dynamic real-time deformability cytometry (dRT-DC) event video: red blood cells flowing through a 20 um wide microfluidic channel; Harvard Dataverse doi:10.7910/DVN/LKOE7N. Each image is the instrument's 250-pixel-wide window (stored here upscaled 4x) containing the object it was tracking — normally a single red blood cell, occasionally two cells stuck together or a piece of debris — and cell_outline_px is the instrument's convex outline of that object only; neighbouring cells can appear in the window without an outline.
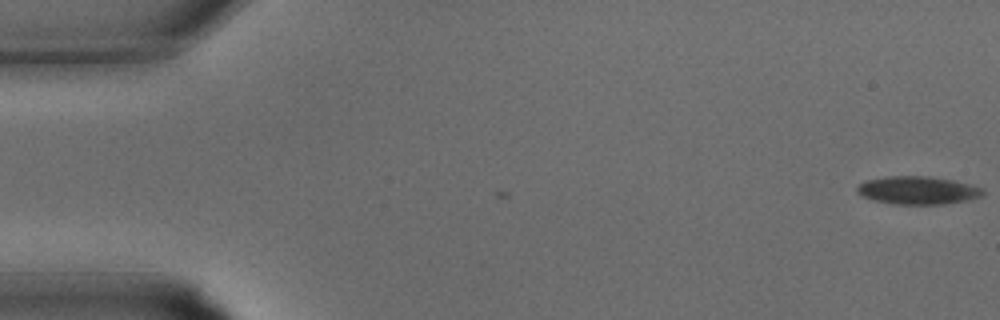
{"species": "common noctule bat (a hibernating species)", "species_latin": "Nyctalus noctula", "temperature_condition": "warm", "stored_images_in_passage": 2, "camera_frame_rate_fps": 3000, "um_per_image_px": 0.085, "animal": {"sex": "male", "body_mass_g": 15.6}, "frame": {"image": 1, "passage_image": 2, "time_ms": 0.333, "image_size_px": [1000, 320], "cell_outline_px": [[984, 196], [944, 204], [896, 204], [876, 200], [864, 196], [856, 192], [856, 188], [860, 184], [868, 180], [888, 176], [928, 176], [952, 180], [972, 184], [984, 188]], "centroid_in_image_um": [78.07, 16.17], "position_along_channel_um": 6.9, "area_um2": 20.35}}